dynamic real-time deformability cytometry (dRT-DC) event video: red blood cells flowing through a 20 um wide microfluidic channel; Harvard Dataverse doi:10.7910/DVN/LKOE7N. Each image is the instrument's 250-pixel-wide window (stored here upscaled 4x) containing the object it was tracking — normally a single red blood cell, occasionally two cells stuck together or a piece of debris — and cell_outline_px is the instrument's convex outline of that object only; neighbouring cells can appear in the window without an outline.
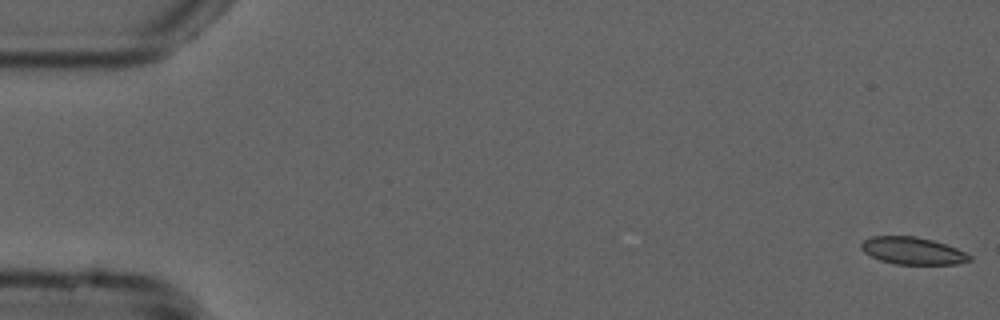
{"species": "common noctule bat (a hibernating species)", "species_latin": "Nyctalus noctula", "temperature_condition": "cold", "stored_images_in_passage": 54, "camera_frame_rate_fps": 3000, "um_per_image_px": 0.085, "animal": {"sex": "male", "forearm_length_mm": 52.5}, "frame": {"image": 1, "passage_image": 1, "time_ms": 0.0, "image_size_px": [1000, 320], "cell_outline_px": [[972, 260], [956, 264], [896, 264], [880, 260], [864, 252], [860, 248], [860, 244], [864, 240], [872, 236], [916, 236], [932, 240], [956, 248], [972, 256]], "centroid_in_image_um": [77.56, 21.31], "position_along_channel_um": 7.4, "area_um2": 17.11}}
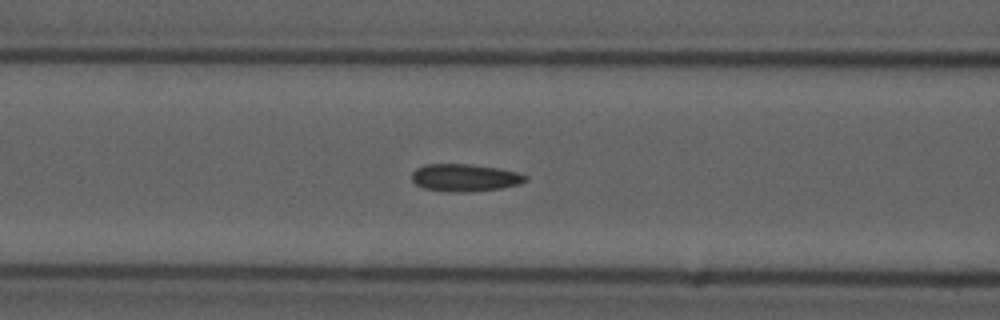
{"frame": {"image": 2, "passage_image": 22, "time_ms": 7.0, "image_size_px": [1000, 320], "cell_outline_px": [[528, 180], [520, 184], [500, 188], [468, 192], [448, 192], [424, 188], [416, 184], [412, 180], [412, 172], [416, 168], [424, 164], [468, 164], [500, 168], [520, 172], [528, 176]], "centroid_in_image_um": [39.54, 15.1], "position_along_channel_um": 127.1, "area_um2": 18.38}}
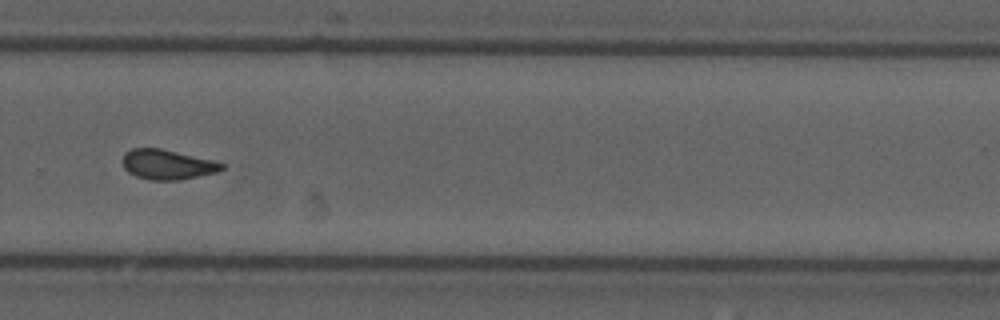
{"frame": {"image": 3, "passage_image": 37, "time_ms": 12.0, "image_size_px": [1000, 320], "cell_outline_px": [[224, 168], [216, 172], [180, 180], [148, 180], [136, 176], [128, 172], [124, 168], [120, 160], [124, 152], [132, 148], [160, 148], [212, 160], [224, 164]], "centroid_in_image_um": [14.15, 13.98], "position_along_channel_um": 315.6, "area_um2": 17.34}, "authors_computed_cell_mechanics": {"area_um2": 17.5423, "velocity_mm_per_s": 3.7833, "shape_relaxation_time_tau1_ms": null, "shape_relaxation_time_tau2_ms": 2.3473, "deformation_change_tau1": null, "deformation_change_tau2": 0.0767}}